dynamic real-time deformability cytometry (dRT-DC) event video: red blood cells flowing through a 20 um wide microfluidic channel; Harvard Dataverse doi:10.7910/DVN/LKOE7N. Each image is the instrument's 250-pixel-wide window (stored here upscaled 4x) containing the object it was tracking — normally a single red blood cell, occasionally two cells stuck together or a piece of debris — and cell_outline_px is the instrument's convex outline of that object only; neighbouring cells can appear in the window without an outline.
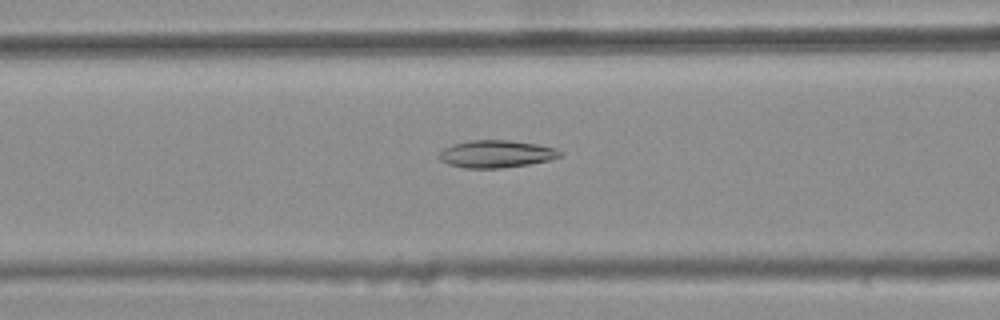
{"species": "common noctule bat (a hibernating species)", "species_latin": "Nyctalus noctula", "temperature_condition": "warm", "stored_images_in_passage": 48, "camera_frame_rate_fps": 3000, "um_per_image_px": 0.085, "animal": {"sex": "female", "body_mass_g": 25.1}, "frame": {"image": 1, "passage_image": 22, "time_ms": 7.0, "image_size_px": [1000, 320], "cell_outline_px": [[560, 156], [548, 160], [528, 164], [500, 168], [464, 168], [448, 164], [440, 160], [436, 156], [444, 148], [452, 144], [472, 140], [508, 140], [536, 144], [556, 148], [560, 152]], "centroid_in_image_um": [42.12, 13.08], "position_along_channel_um": 124.5, "area_um2": 19.19}}
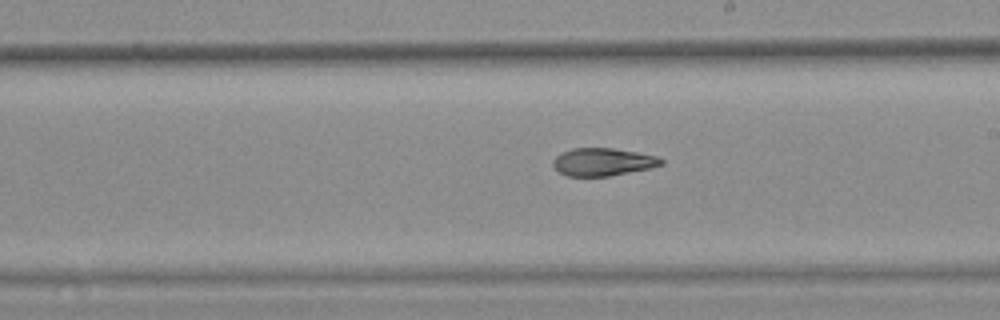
{"frame": {"image": 2, "passage_image": 31, "time_ms": 10.0, "image_size_px": [1000, 320], "cell_outline_px": [[664, 164], [652, 168], [608, 176], [568, 176], [560, 172], [552, 164], [552, 160], [556, 156], [572, 148], [612, 148], [636, 152], [656, 156], [664, 160]], "centroid_in_image_um": [51.26, 13.76], "position_along_channel_um": 237.7, "area_um2": 17.4}}
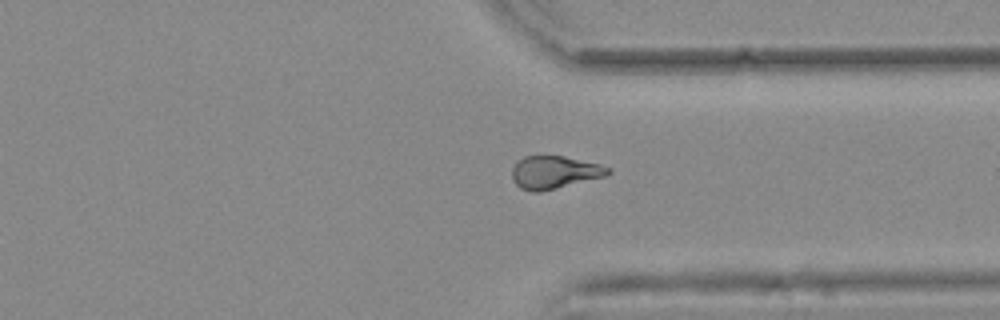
{"frame": {"image": 3, "passage_image": 41, "time_ms": 13.333, "image_size_px": [1000, 320], "cell_outline_px": [[612, 172], [604, 176], [540, 192], [532, 192], [520, 188], [512, 180], [512, 168], [524, 156], [564, 156], [600, 164], [612, 168]], "centroid_in_image_um": [47.13, 14.65], "position_along_channel_um": 364.3, "area_um2": 18.21}, "authors_computed_cell_mechanics": {"area_um2": 18.785, "velocity_mm_per_s": 3.7864, "shape_relaxation_time_tau1_ms": null, "shape_relaxation_time_tau2_ms": 4.9765, "deformation_change_tau1": null, "deformation_change_tau2": 0.1074}}